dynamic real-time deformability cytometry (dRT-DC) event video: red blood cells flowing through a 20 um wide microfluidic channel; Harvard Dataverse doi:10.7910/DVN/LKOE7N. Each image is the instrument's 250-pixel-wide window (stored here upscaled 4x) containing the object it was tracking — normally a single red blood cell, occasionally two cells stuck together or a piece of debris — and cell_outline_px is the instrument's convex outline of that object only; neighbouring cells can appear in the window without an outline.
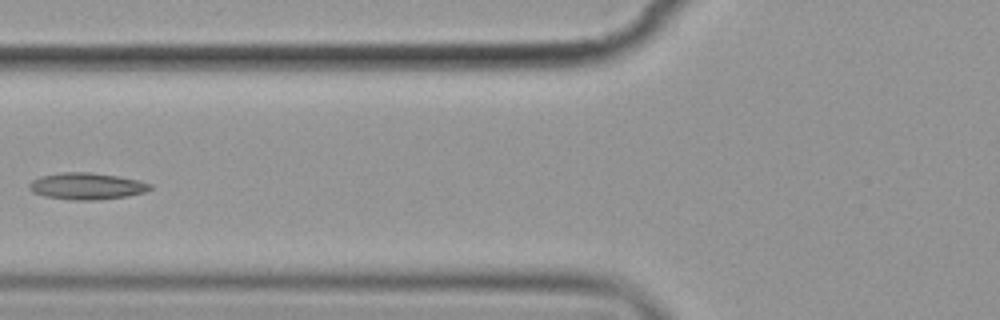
{"species": "common noctule bat (a hibernating species)", "species_latin": "Nyctalus noctula", "temperature_condition": "cold", "stored_images_in_passage": 7, "camera_frame_rate_fps": 3000, "um_per_image_px": 0.085, "animal": {"sex": "female", "body_mass_g": 19.9}, "frame": {"image": 1, "passage_image": 7, "time_ms": 7.333, "image_size_px": [1000, 320], "cell_outline_px": [[152, 188], [148, 192], [128, 196], [96, 200], [72, 200], [44, 196], [32, 192], [28, 188], [28, 184], [32, 180], [40, 176], [60, 172], [92, 172], [120, 176], [152, 184]], "centroid_in_image_um": [7.37, 15.82], "position_along_channel_um": 118.4, "area_um2": 19.07}}